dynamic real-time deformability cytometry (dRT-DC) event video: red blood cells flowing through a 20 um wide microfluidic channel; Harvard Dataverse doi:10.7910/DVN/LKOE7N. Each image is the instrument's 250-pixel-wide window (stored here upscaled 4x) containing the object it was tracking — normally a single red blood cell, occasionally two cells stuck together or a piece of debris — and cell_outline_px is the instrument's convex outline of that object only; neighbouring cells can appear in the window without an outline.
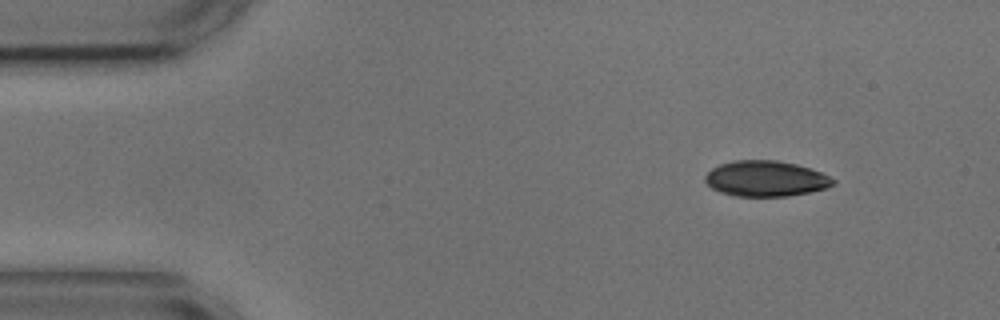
{"species": "common noctule bat (a hibernating species)", "species_latin": "Nyctalus noctula", "temperature_condition": "cold", "stored_images_in_passage": 4, "camera_frame_rate_fps": 3000, "um_per_image_px": 0.085, "animal": {"sex": "male", "body_mass_g": 17.9, "forearm_length_mm": 54.2}, "frame": {"image": 1, "passage_image": 1, "time_ms": 0.0, "image_size_px": [1000, 320], "cell_outline_px": [[836, 184], [828, 188], [788, 196], [732, 196], [720, 192], [712, 188], [704, 180], [704, 176], [712, 168], [720, 164], [732, 160], [776, 160], [796, 164], [820, 172], [836, 180]], "centroid_in_image_um": [65.08, 15.18], "position_along_channel_um": 19.9, "area_um2": 26.65}}
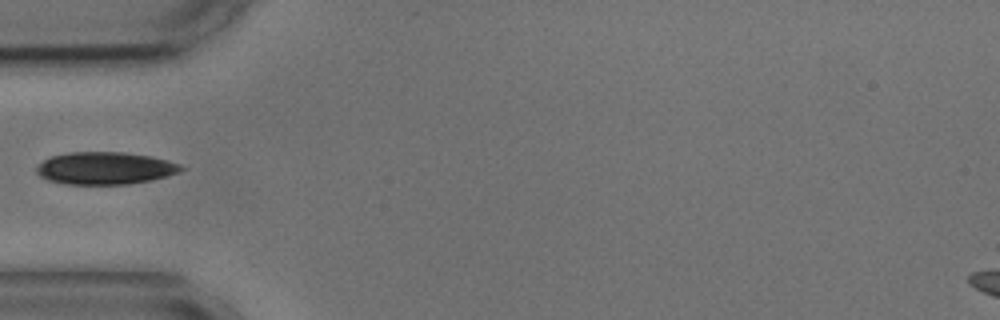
{"frame": {"image": 2, "passage_image": 4, "time_ms": 3.667, "image_size_px": [1000, 320], "cell_outline_px": [[184, 168], [180, 172], [168, 176], [128, 184], [68, 184], [48, 180], [40, 176], [36, 172], [36, 168], [44, 160], [52, 156], [68, 152], [124, 152], [148, 156], [168, 160], [180, 164]], "centroid_in_image_um": [8.94, 14.29], "position_along_channel_um": 76.1, "area_um2": 27.11}}